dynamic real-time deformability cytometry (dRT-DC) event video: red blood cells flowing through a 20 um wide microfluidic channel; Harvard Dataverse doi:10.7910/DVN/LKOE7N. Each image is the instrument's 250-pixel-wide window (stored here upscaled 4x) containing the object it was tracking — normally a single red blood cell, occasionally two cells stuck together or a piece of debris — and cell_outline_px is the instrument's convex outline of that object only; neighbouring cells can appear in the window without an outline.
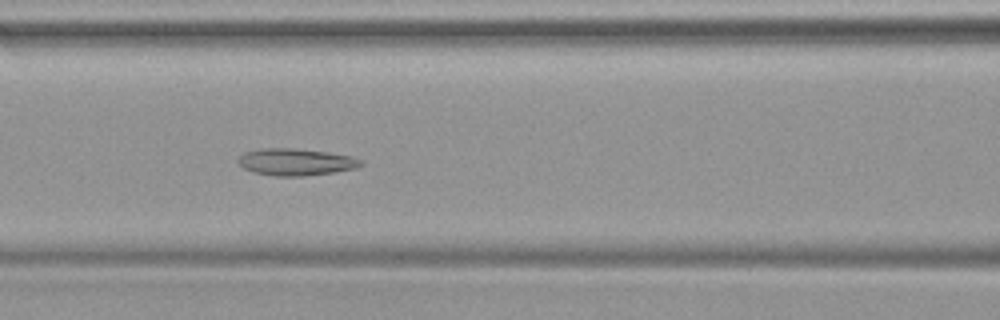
{"species": "common noctule bat (a hibernating species)", "species_latin": "Nyctalus noctula", "temperature_condition": "warm", "stored_images_in_passage": 48, "camera_frame_rate_fps": 3000, "um_per_image_px": 0.085, "animal": {"sex": "female", "body_mass_g": 19.9}, "frame": {"image": 1, "passage_image": 21, "time_ms": 6.667, "image_size_px": [1000, 320], "cell_outline_px": [[364, 164], [356, 168], [332, 172], [304, 176], [276, 176], [256, 172], [244, 168], [236, 160], [244, 152], [260, 148], [296, 148], [328, 152], [352, 156], [364, 160]], "centroid_in_image_um": [25.17, 13.75], "position_along_channel_um": 141.4, "area_um2": 19.31}}
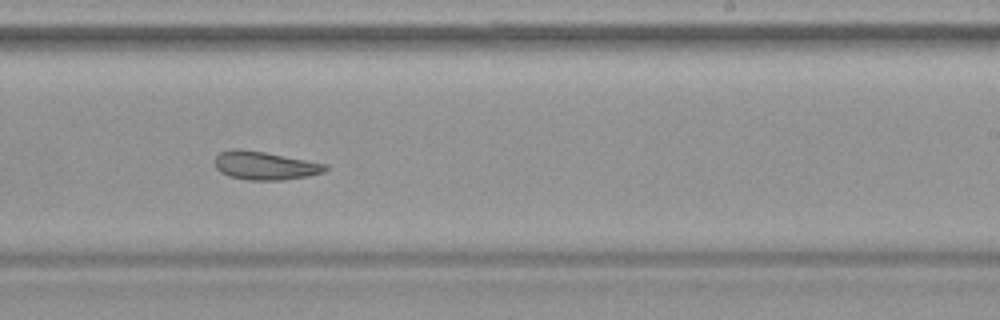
{"frame": {"image": 2, "passage_image": 30, "time_ms": 9.667, "image_size_px": [1000, 320], "cell_outline_px": [[328, 168], [324, 172], [308, 176], [284, 180], [248, 180], [228, 176], [220, 172], [216, 168], [216, 156], [220, 152], [232, 148], [236, 148], [264, 152], [328, 164]], "centroid_in_image_um": [22.52, 14.08], "position_along_channel_um": 266.5, "area_um2": 18.26}}
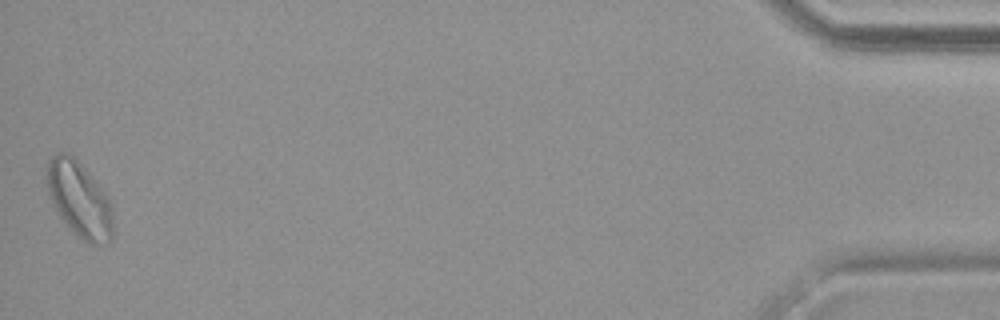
{"frame": {"image": 3, "passage_image": 48, "time_ms": 15.667, "image_size_px": [1000, 320], "cell_outline_px": [[112, 236], [108, 240], [100, 244], [92, 244], [84, 240], [60, 216], [52, 204], [48, 192], [48, 160], [56, 152], [68, 152], [84, 168], [108, 196], [112, 208]], "centroid_in_image_um": [6.74, 16.91], "position_along_channel_um": 428.5, "area_um2": 28.26}}